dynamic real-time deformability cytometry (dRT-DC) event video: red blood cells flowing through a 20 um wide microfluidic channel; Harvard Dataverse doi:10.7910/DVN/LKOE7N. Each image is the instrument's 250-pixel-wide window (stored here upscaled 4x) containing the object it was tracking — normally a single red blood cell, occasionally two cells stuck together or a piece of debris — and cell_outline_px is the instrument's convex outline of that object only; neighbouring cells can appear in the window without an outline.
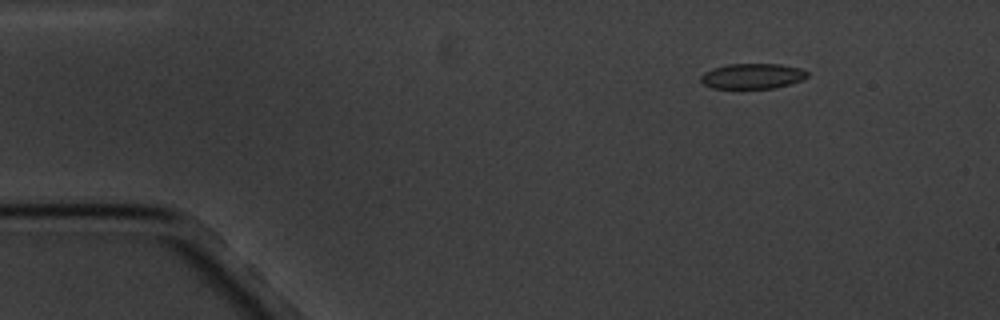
{"species": "common noctule bat (a hibernating species)", "species_latin": "Nyctalus noctula", "temperature_condition": "cold", "stored_images_in_passage": 6, "camera_frame_rate_fps": 3000, "um_per_image_px": 0.085, "animal": {"sex": "male", "body_mass_g": 20.1, "forearm_length_mm": 53.5}, "frame": {"image": 1, "passage_image": 3, "time_ms": 2.333, "image_size_px": [1000, 320], "cell_outline_px": [[808, 76], [792, 84], [772, 88], [712, 88], [704, 84], [700, 80], [700, 76], [704, 72], [712, 68], [728, 64], [780, 64], [800, 68], [808, 72]], "centroid_in_image_um": [63.94, 6.46], "position_along_channel_um": 21.1, "area_um2": 15.72}}